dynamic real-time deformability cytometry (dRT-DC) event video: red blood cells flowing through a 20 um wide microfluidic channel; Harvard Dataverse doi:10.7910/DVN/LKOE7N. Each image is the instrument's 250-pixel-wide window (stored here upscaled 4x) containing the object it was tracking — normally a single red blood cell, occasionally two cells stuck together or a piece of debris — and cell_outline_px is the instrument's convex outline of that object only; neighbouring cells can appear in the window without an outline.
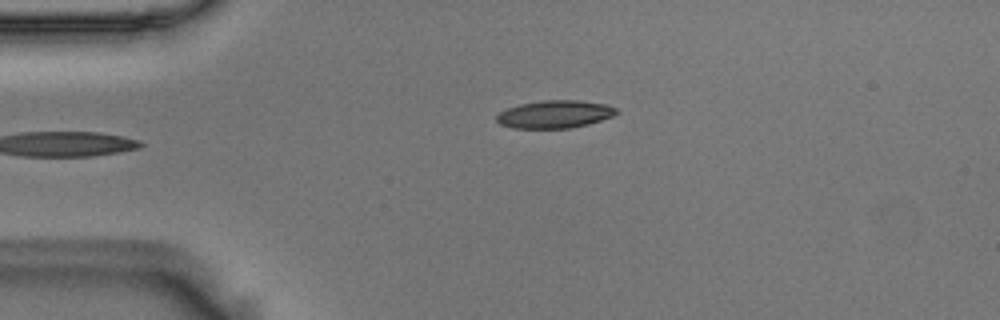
{"species": "Egyptian fruit bat (a non-hibernating species)", "species_latin": "Rousettus aegyptiacus", "temperature_condition": "room temperature", "stored_images_in_passage": 4, "camera_frame_rate_fps": 3000, "um_per_image_px": 0.085, "animal": {"sex": "male"}, "frame": {"image": 1, "passage_image": 4, "time_ms": 1.0, "image_size_px": [1000, 320], "cell_outline_px": [[620, 112], [612, 116], [588, 124], [572, 128], [512, 128], [500, 124], [496, 120], [496, 116], [500, 112], [508, 108], [520, 104], [544, 100], [580, 100], [608, 104], [616, 108]], "centroid_in_image_um": [47.18, 9.71], "position_along_channel_um": 37.8, "area_um2": 19.42}}